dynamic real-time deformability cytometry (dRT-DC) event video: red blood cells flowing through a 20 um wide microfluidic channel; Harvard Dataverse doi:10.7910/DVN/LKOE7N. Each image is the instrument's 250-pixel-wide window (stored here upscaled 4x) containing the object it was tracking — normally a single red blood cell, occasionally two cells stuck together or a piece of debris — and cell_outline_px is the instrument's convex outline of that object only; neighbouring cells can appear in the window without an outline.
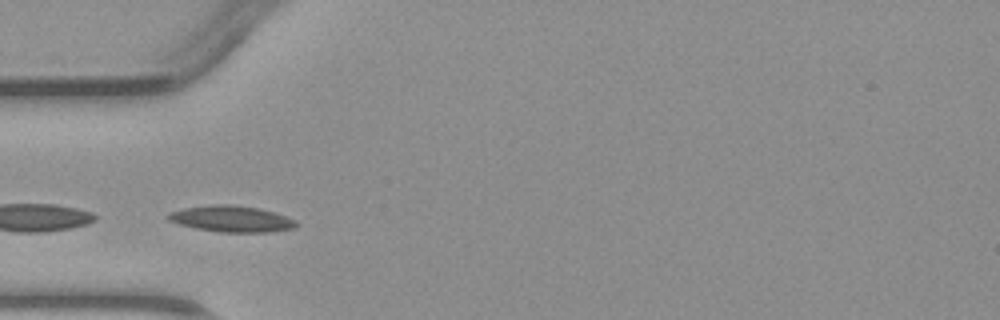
{"species": "common noctule bat (a hibernating species)", "species_latin": "Nyctalus noctula", "temperature_condition": "warm", "stored_images_in_passage": 3, "camera_frame_rate_fps": 3000, "um_per_image_px": 0.085, "animal": {"sex": "male", "body_mass_g": 23.1, "forearm_length_mm": 52.7}, "frame": {"image": 1, "passage_image": 3, "time_ms": 2.333, "image_size_px": [1000, 320], "cell_outline_px": [[296, 228], [272, 232], [220, 232], [196, 228], [180, 224], [168, 220], [168, 212], [184, 208], [208, 204], [228, 204], [256, 208], [272, 212], [296, 220]], "centroid_in_image_um": [19.66, 18.6], "position_along_channel_um": 65.3, "area_um2": 19.42}}